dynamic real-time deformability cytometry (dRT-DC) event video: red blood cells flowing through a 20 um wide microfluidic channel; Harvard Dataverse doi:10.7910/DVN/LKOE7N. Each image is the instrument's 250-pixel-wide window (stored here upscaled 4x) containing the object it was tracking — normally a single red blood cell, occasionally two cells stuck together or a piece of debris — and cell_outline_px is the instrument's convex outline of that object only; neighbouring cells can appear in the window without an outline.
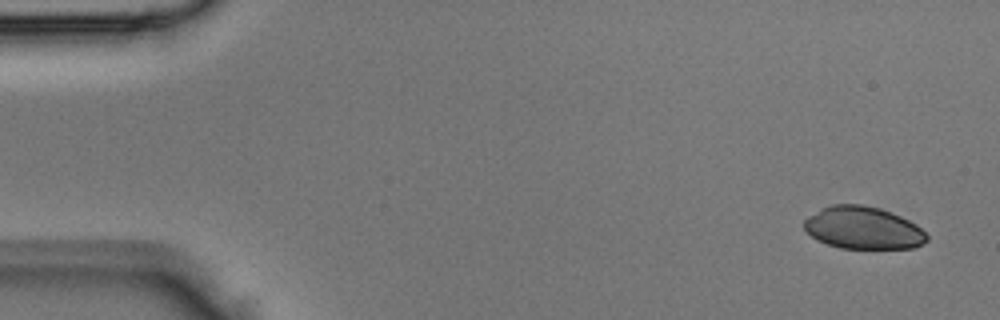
{"species": "Egyptian fruit bat (a non-hibernating species)", "species_latin": "Rousettus aegyptiacus", "temperature_condition": "room temperature", "stored_images_in_passage": 5, "camera_frame_rate_fps": 3000, "um_per_image_px": 0.085, "animal": {"sex": "male"}, "frame": {"image": 1, "passage_image": 1, "time_ms": 0.0, "image_size_px": [1000, 320], "cell_outline_px": [[928, 240], [916, 248], [840, 248], [816, 240], [804, 228], [804, 220], [808, 216], [832, 204], [860, 204], [880, 208], [900, 216], [916, 224], [928, 236]], "centroid_in_image_um": [73.37, 19.38], "position_along_channel_um": 11.6, "area_um2": 30.17}}
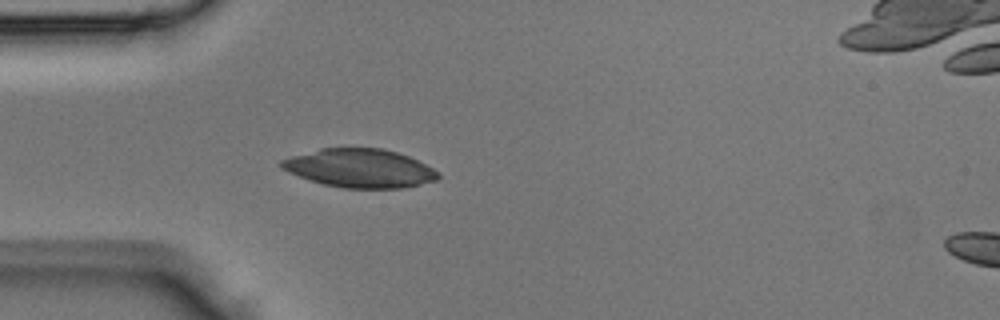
{"frame": {"image": 2, "passage_image": 4, "time_ms": 1.0, "image_size_px": [1000, 320], "cell_outline_px": [[440, 176], [436, 180], [404, 188], [344, 188], [324, 184], [288, 172], [280, 168], [280, 160], [292, 156], [320, 148], [384, 148], [408, 156], [440, 172]], "centroid_in_image_um": [30.58, 14.3], "position_along_channel_um": 54.4, "area_um2": 35.03}}